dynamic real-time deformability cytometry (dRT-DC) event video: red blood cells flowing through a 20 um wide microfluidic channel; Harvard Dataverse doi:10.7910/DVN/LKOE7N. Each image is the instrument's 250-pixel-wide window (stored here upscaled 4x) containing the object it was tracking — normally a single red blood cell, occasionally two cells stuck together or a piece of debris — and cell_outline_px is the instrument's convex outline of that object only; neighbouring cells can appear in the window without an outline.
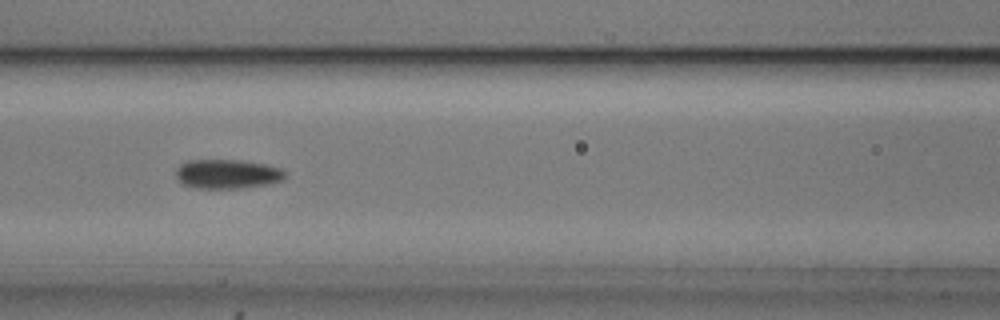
{"species": "common noctule bat (a hibernating species)", "species_latin": "Nyctalus noctula", "temperature_condition": "cold", "stored_images_in_passage": 24, "camera_frame_rate_fps": 3000, "um_per_image_px": 0.085, "animal": {"sex": "male", "body_mass_g": 20.5, "forearm_length_mm": 52.5}, "frame": {"image": 1, "passage_image": 11, "time_ms": 3.333, "image_size_px": [1000, 320], "cell_outline_px": [[288, 176], [284, 180], [268, 184], [244, 188], [196, 188], [184, 184], [176, 176], [176, 168], [180, 164], [188, 160], [240, 160], [264, 164], [280, 168], [288, 172]], "centroid_in_image_um": [19.37, 14.79], "position_along_channel_um": 147.2, "area_um2": 18.79}}
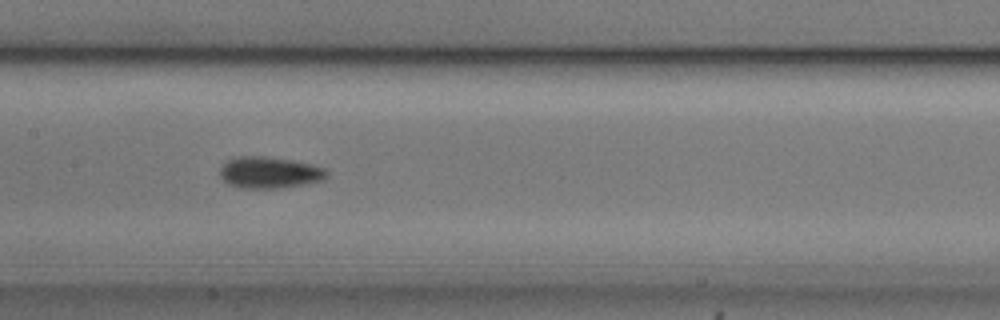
{"frame": {"image": 2, "passage_image": 14, "time_ms": 4.333, "image_size_px": [1000, 320], "cell_outline_px": [[328, 176], [324, 180], [304, 184], [276, 188], [240, 188], [228, 184], [220, 176], [220, 168], [228, 160], [236, 156], [264, 156], [292, 160], [312, 164], [324, 168], [328, 172]], "centroid_in_image_um": [22.91, 14.66], "position_along_channel_um": 184.5, "area_um2": 19.65}}
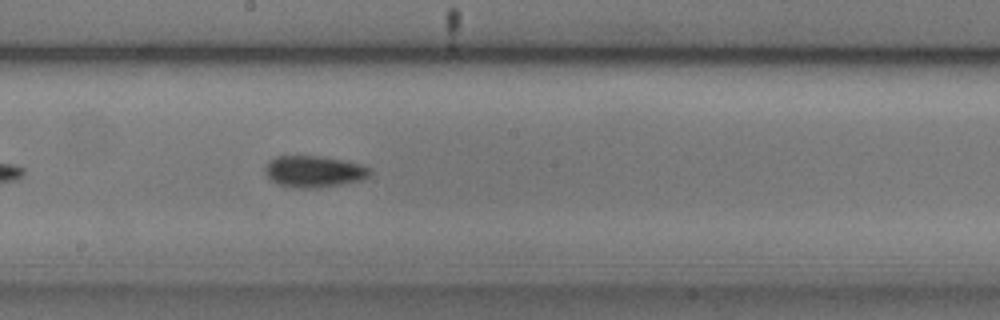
{"frame": {"image": 3, "passage_image": 17, "time_ms": 5.333, "image_size_px": [1000, 320], "cell_outline_px": [[372, 172], [364, 180], [320, 188], [288, 188], [272, 180], [264, 172], [264, 168], [268, 160], [276, 156], [320, 156], [344, 160], [360, 164], [372, 168]], "centroid_in_image_um": [26.7, 14.58], "position_along_channel_um": 221.5, "area_um2": 19.59}}